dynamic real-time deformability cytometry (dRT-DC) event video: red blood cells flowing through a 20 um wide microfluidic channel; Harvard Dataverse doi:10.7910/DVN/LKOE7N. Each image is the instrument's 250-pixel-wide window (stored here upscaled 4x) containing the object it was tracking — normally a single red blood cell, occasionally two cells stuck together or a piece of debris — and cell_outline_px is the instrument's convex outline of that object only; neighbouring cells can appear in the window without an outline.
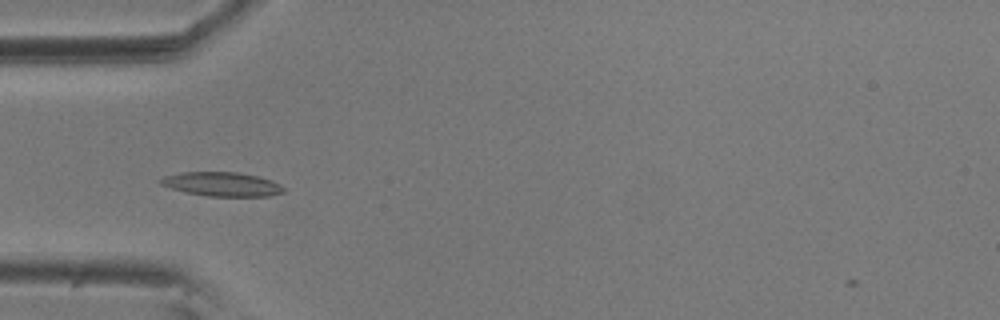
{"species": "common noctule bat (a hibernating species)", "species_latin": "Nyctalus noctula", "temperature_condition": "room temperature", "stored_images_in_passage": 42, "camera_frame_rate_fps": 3000, "um_per_image_px": 0.085, "animal": {"sex": "male", "body_mass_g": 20.5, "forearm_length_mm": 52.5}, "frame": {"image": 1, "passage_image": 5, "time_ms": 1.333, "image_size_px": [1000, 320], "cell_outline_px": [[284, 192], [272, 196], [208, 196], [188, 192], [172, 188], [160, 184], [156, 180], [164, 176], [184, 172], [236, 172], [256, 176], [272, 180], [280, 184], [284, 188]], "centroid_in_image_um": [18.88, 15.65], "position_along_channel_um": 66.1, "area_um2": 17.17}}
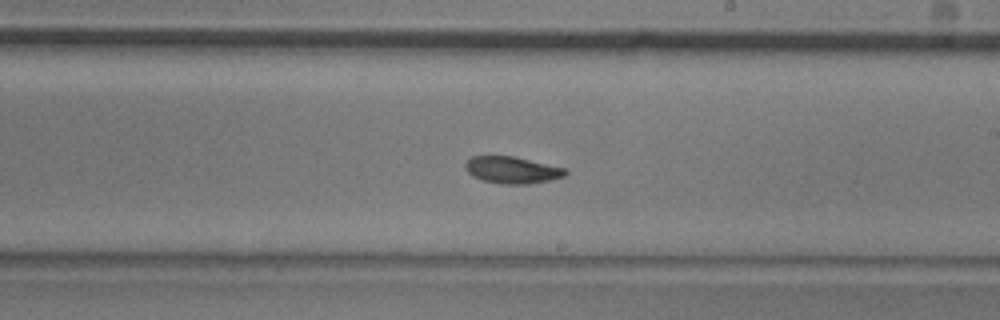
{"frame": {"image": 2, "passage_image": 20, "time_ms": 6.333, "image_size_px": [1000, 320], "cell_outline_px": [[568, 172], [564, 176], [548, 180], [528, 184], [500, 184], [480, 180], [472, 176], [464, 168], [464, 164], [472, 156], [516, 156], [568, 168]], "centroid_in_image_um": [43.54, 14.44], "position_along_channel_um": 245.5, "area_um2": 15.95}}
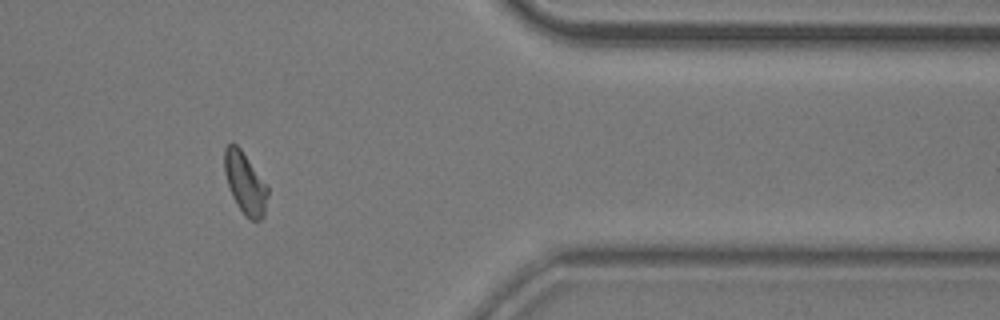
{"frame": {"image": 3, "passage_image": 34, "time_ms": 11.0, "image_size_px": [1000, 320], "cell_outline_px": [[268, 196], [264, 216], [260, 220], [248, 220], [244, 216], [232, 196], [224, 172], [224, 148], [232, 140], [240, 148], [268, 184]], "centroid_in_image_um": [20.85, 15.56], "position_along_channel_um": 390.6, "area_um2": 15.9}}